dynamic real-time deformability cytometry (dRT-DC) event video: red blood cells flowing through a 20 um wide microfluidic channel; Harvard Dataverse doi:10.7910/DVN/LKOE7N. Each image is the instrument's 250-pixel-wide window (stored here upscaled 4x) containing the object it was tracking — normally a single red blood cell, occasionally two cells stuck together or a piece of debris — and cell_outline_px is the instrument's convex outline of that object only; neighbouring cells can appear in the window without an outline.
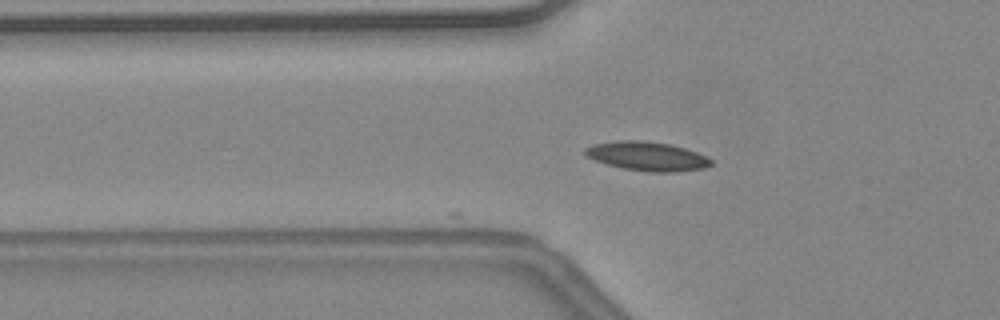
{"species": "common noctule bat (a hibernating species)", "species_latin": "Nyctalus noctula", "temperature_condition": "warm", "stored_images_in_passage": 5, "camera_frame_rate_fps": 3000, "um_per_image_px": 0.085, "animal": {"sex": "female", "body_mass_g": 24.6, "forearm_length_mm": 56.2}, "frame": {"image": 1, "passage_image": 5, "time_ms": 1.333, "image_size_px": [1000, 320], "cell_outline_px": [[712, 164], [704, 168], [676, 172], [648, 172], [624, 168], [608, 164], [596, 160], [588, 156], [584, 152], [584, 148], [592, 144], [616, 140], [648, 140], [668, 144], [684, 148], [696, 152], [712, 160]], "centroid_in_image_um": [54.99, 13.27], "position_along_channel_um": 70.8, "area_um2": 21.21}}